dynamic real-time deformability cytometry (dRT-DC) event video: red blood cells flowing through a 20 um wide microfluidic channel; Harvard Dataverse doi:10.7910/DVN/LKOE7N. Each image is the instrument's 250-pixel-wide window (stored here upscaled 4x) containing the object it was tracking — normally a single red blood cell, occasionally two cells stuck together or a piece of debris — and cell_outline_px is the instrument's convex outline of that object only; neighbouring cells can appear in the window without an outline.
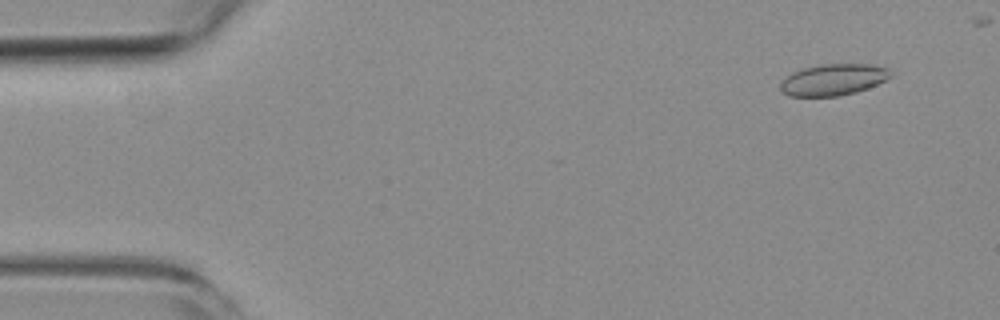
{"species": "common noctule bat (a hibernating species)", "species_latin": "Nyctalus noctula", "temperature_condition": "room temperature", "stored_images_in_passage": 6, "camera_frame_rate_fps": 3000, "um_per_image_px": 0.085, "animal": {"sex": "female", "body_mass_g": 19.3, "forearm_length_mm": 54.1}, "frame": {"image": 1, "passage_image": 2, "time_ms": 1.0, "image_size_px": [1000, 320], "cell_outline_px": [[892, 76], [868, 88], [856, 92], [836, 96], [792, 96], [784, 92], [780, 88], [780, 84], [792, 72], [804, 68], [824, 64], [872, 64], [888, 68]], "centroid_in_image_um": [70.86, 6.76], "position_along_channel_um": 14.1, "area_um2": 19.88}}
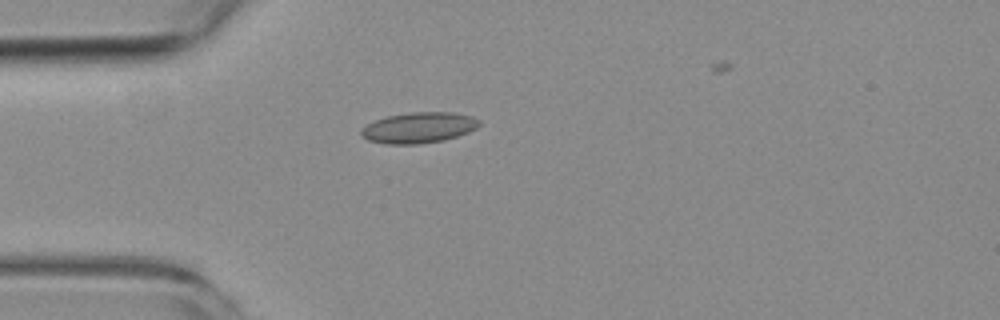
{"frame": {"image": 2, "passage_image": 5, "time_ms": 4.667, "image_size_px": [1000, 320], "cell_outline_px": [[480, 124], [476, 128], [468, 132], [444, 140], [416, 144], [388, 144], [368, 140], [360, 136], [360, 132], [368, 124], [376, 120], [388, 116], [408, 112], [452, 112], [472, 116], [480, 120]], "centroid_in_image_um": [35.6, 10.85], "position_along_channel_um": 49.4, "area_um2": 21.04}}